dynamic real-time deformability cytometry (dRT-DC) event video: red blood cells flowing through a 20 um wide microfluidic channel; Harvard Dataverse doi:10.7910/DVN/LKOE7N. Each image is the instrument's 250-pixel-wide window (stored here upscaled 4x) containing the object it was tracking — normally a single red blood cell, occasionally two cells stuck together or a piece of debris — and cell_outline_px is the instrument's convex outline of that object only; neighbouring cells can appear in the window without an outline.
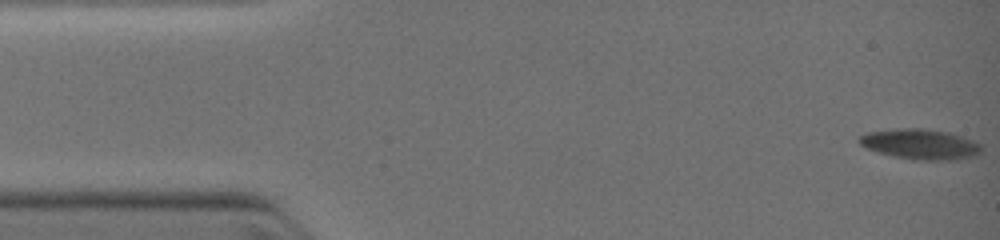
{"species": "common noctule bat (a hibernating species)", "species_latin": "Nyctalus noctula", "temperature_condition": "warm", "stored_images_in_passage": 7, "camera_frame_rate_fps": 3000, "um_per_image_px": 0.085, "animal": {"sex": "female", "body_mass_g": 19.0, "forearm_length_mm": 51.5}, "frame": {"image": 1, "passage_image": 1, "time_ms": 0.0, "image_size_px": [1000, 240], "cell_outline_px": [[980, 152], [976, 156], [952, 160], [912, 160], [876, 152], [860, 144], [856, 140], [860, 136], [868, 132], [904, 128], [920, 128], [948, 132], [972, 140], [980, 144]], "centroid_in_image_um": [78.21, 12.26], "position_along_channel_um": 6.8, "area_um2": 21.44}}
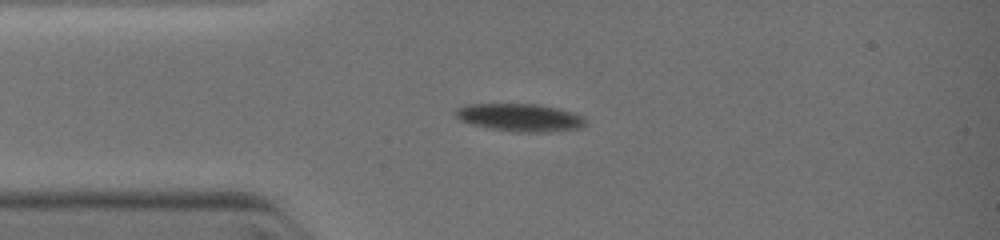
{"frame": {"image": 2, "passage_image": 6, "time_ms": 3.0, "image_size_px": [1000, 240], "cell_outline_px": [[584, 124], [580, 128], [552, 132], [516, 132], [492, 128], [472, 124], [460, 120], [452, 112], [456, 108], [464, 104], [536, 104], [560, 108], [584, 116]], "centroid_in_image_um": [44.18, 9.98], "position_along_channel_um": 40.8, "area_um2": 21.1}}